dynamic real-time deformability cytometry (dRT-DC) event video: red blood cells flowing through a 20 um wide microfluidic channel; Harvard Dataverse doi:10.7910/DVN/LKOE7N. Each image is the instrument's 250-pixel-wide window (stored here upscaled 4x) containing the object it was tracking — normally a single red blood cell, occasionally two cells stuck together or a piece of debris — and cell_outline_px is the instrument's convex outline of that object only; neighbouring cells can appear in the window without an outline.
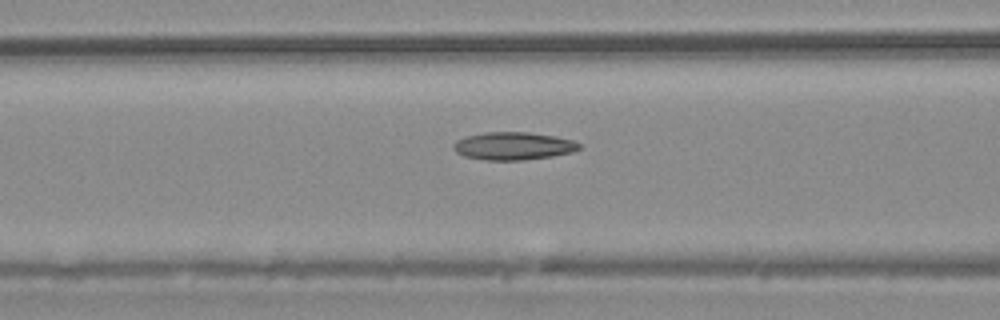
{"species": "common noctule bat (a hibernating species)", "species_latin": "Nyctalus noctula", "temperature_condition": "warm", "stored_images_in_passage": 50, "camera_frame_rate_fps": 3000, "um_per_image_px": 0.085, "animal": {"sex": "male", "body_mass_g": 20.4}, "frame": {"image": 1, "passage_image": 18, "time_ms": 5.667, "image_size_px": [1000, 320], "cell_outline_px": [[580, 148], [572, 152], [552, 156], [524, 160], [484, 160], [464, 156], [456, 152], [452, 148], [452, 144], [456, 140], [468, 136], [484, 132], [528, 132], [552, 136], [572, 140], [580, 144]], "centroid_in_image_um": [43.59, 12.41], "position_along_channel_um": 123.0, "area_um2": 20.29}}
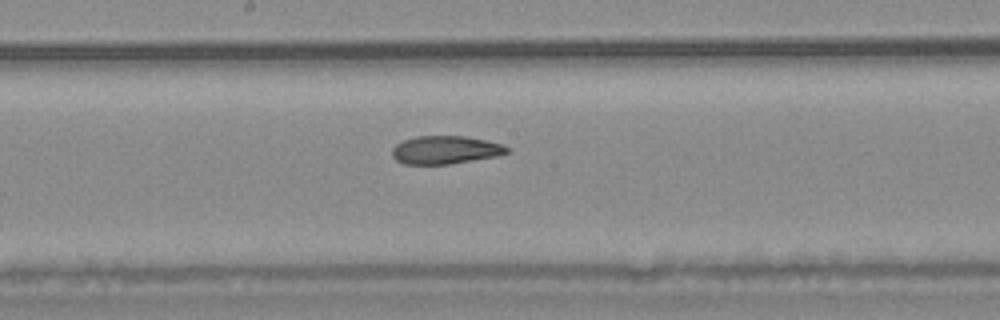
{"frame": {"image": 2, "passage_image": 25, "time_ms": 8.0, "image_size_px": [1000, 320], "cell_outline_px": [[512, 152], [496, 156], [448, 164], [404, 164], [396, 160], [392, 156], [392, 148], [396, 144], [404, 140], [416, 136], [464, 136], [484, 140], [500, 144], [508, 148]], "centroid_in_image_um": [37.83, 12.74], "position_along_channel_um": 210.4, "area_um2": 18.67}}
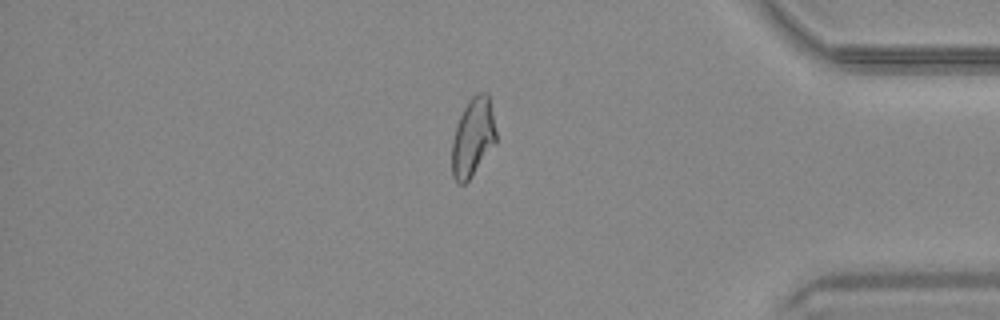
{"frame": {"image": 3, "passage_image": 42, "time_ms": 13.667, "image_size_px": [1000, 320], "cell_outline_px": [[496, 144], [468, 180], [464, 184], [456, 184], [452, 176], [452, 140], [456, 124], [468, 100], [476, 92], [488, 92], [496, 132]], "centroid_in_image_um": [40.18, 11.67], "position_along_channel_um": 395.0, "area_um2": 20.35}, "authors_computed_cell_mechanics": {"area_um2": 20.3167, "velocity_mm_per_s": 3.7416, "shape_relaxation_time_tau1_ms": null, "shape_relaxation_time_tau2_ms": 2.4036, "deformation_change_tau1": null, "deformation_change_tau2": 0.0943}}